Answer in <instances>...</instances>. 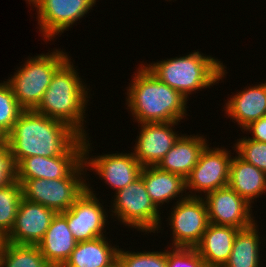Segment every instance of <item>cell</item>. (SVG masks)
<instances>
[{"instance_id":"cell-1","label":"cell","mask_w":266,"mask_h":267,"mask_svg":"<svg viewBox=\"0 0 266 267\" xmlns=\"http://www.w3.org/2000/svg\"><path fill=\"white\" fill-rule=\"evenodd\" d=\"M82 136L66 123L34 110H24L6 135L17 166L32 156L53 157L66 154Z\"/></svg>"},{"instance_id":"cell-2","label":"cell","mask_w":266,"mask_h":267,"mask_svg":"<svg viewBox=\"0 0 266 267\" xmlns=\"http://www.w3.org/2000/svg\"><path fill=\"white\" fill-rule=\"evenodd\" d=\"M136 67L126 87V109L133 122H181L187 117L188 100L177 90L161 82L144 64Z\"/></svg>"},{"instance_id":"cell-3","label":"cell","mask_w":266,"mask_h":267,"mask_svg":"<svg viewBox=\"0 0 266 267\" xmlns=\"http://www.w3.org/2000/svg\"><path fill=\"white\" fill-rule=\"evenodd\" d=\"M70 57L54 74L39 105V114L60 120L82 137L89 136L87 126L88 106L92 97L90 84L80 76L75 61ZM73 60V61H71ZM85 81V82H84ZM87 112V113H86Z\"/></svg>"},{"instance_id":"cell-4","label":"cell","mask_w":266,"mask_h":267,"mask_svg":"<svg viewBox=\"0 0 266 267\" xmlns=\"http://www.w3.org/2000/svg\"><path fill=\"white\" fill-rule=\"evenodd\" d=\"M185 56L146 62L144 65L163 83L177 90L188 101L193 94L227 79V66L213 55L193 50ZM191 95V96H190Z\"/></svg>"},{"instance_id":"cell-5","label":"cell","mask_w":266,"mask_h":267,"mask_svg":"<svg viewBox=\"0 0 266 267\" xmlns=\"http://www.w3.org/2000/svg\"><path fill=\"white\" fill-rule=\"evenodd\" d=\"M49 52L28 56L14 75L5 79L24 110H34L39 105L55 72L71 57L61 48Z\"/></svg>"},{"instance_id":"cell-6","label":"cell","mask_w":266,"mask_h":267,"mask_svg":"<svg viewBox=\"0 0 266 267\" xmlns=\"http://www.w3.org/2000/svg\"><path fill=\"white\" fill-rule=\"evenodd\" d=\"M111 198L108 203L110 204L108 207H110L111 221L112 219L113 222L117 220V225L121 223L123 227H128V230L130 228V230L144 233L141 235L149 236V233L150 235L154 233L155 236V233L160 232L162 234V230H164L162 221L166 217L162 214L164 210L160 211L153 203L141 177L118 190Z\"/></svg>"},{"instance_id":"cell-7","label":"cell","mask_w":266,"mask_h":267,"mask_svg":"<svg viewBox=\"0 0 266 267\" xmlns=\"http://www.w3.org/2000/svg\"><path fill=\"white\" fill-rule=\"evenodd\" d=\"M87 176L90 177L84 161H82L66 178L17 181L22 184L24 199L39 203L56 213H62L69 210L76 199L85 191Z\"/></svg>"},{"instance_id":"cell-8","label":"cell","mask_w":266,"mask_h":267,"mask_svg":"<svg viewBox=\"0 0 266 267\" xmlns=\"http://www.w3.org/2000/svg\"><path fill=\"white\" fill-rule=\"evenodd\" d=\"M97 0H32L28 4L31 8L36 9L37 27L41 34L42 40L51 43L57 37L73 25L77 26V21L88 15L94 6L97 7ZM34 6V7H33ZM60 35V36H59Z\"/></svg>"},{"instance_id":"cell-9","label":"cell","mask_w":266,"mask_h":267,"mask_svg":"<svg viewBox=\"0 0 266 267\" xmlns=\"http://www.w3.org/2000/svg\"><path fill=\"white\" fill-rule=\"evenodd\" d=\"M87 177V188L76 199L75 203L62 214L67 218L69 230L77 242L92 240L110 233V213L107 202L94 191ZM99 195V197H97ZM99 198V199H98ZM105 206H104V202ZM109 216V218H108ZM109 229V232L106 230Z\"/></svg>"},{"instance_id":"cell-10","label":"cell","mask_w":266,"mask_h":267,"mask_svg":"<svg viewBox=\"0 0 266 267\" xmlns=\"http://www.w3.org/2000/svg\"><path fill=\"white\" fill-rule=\"evenodd\" d=\"M91 136L84 137L83 161L86 171L93 172L116 193L140 177L142 166L132 152L116 151L93 155ZM91 153V154H90Z\"/></svg>"},{"instance_id":"cell-11","label":"cell","mask_w":266,"mask_h":267,"mask_svg":"<svg viewBox=\"0 0 266 267\" xmlns=\"http://www.w3.org/2000/svg\"><path fill=\"white\" fill-rule=\"evenodd\" d=\"M170 209L165 218L172 233L168 246L195 248L210 223L205 200L187 196L172 204Z\"/></svg>"},{"instance_id":"cell-12","label":"cell","mask_w":266,"mask_h":267,"mask_svg":"<svg viewBox=\"0 0 266 267\" xmlns=\"http://www.w3.org/2000/svg\"><path fill=\"white\" fill-rule=\"evenodd\" d=\"M211 144L204 148L199 161L185 179L186 192L190 197H204L229 184L230 162L235 153L224 145L212 147Z\"/></svg>"},{"instance_id":"cell-13","label":"cell","mask_w":266,"mask_h":267,"mask_svg":"<svg viewBox=\"0 0 266 267\" xmlns=\"http://www.w3.org/2000/svg\"><path fill=\"white\" fill-rule=\"evenodd\" d=\"M180 122L141 123L132 154L142 167L156 166L169 152L182 133L176 131Z\"/></svg>"},{"instance_id":"cell-14","label":"cell","mask_w":266,"mask_h":267,"mask_svg":"<svg viewBox=\"0 0 266 267\" xmlns=\"http://www.w3.org/2000/svg\"><path fill=\"white\" fill-rule=\"evenodd\" d=\"M203 199L206 202L210 223L245 229L257 221L256 216H253L254 206L228 185L207 193Z\"/></svg>"},{"instance_id":"cell-15","label":"cell","mask_w":266,"mask_h":267,"mask_svg":"<svg viewBox=\"0 0 266 267\" xmlns=\"http://www.w3.org/2000/svg\"><path fill=\"white\" fill-rule=\"evenodd\" d=\"M83 151L84 137L64 155L27 157L16 166V180L66 178L83 161Z\"/></svg>"},{"instance_id":"cell-16","label":"cell","mask_w":266,"mask_h":267,"mask_svg":"<svg viewBox=\"0 0 266 267\" xmlns=\"http://www.w3.org/2000/svg\"><path fill=\"white\" fill-rule=\"evenodd\" d=\"M55 214L50 208L22 198L13 227L4 240L14 244L38 245Z\"/></svg>"},{"instance_id":"cell-17","label":"cell","mask_w":266,"mask_h":267,"mask_svg":"<svg viewBox=\"0 0 266 267\" xmlns=\"http://www.w3.org/2000/svg\"><path fill=\"white\" fill-rule=\"evenodd\" d=\"M260 83L250 86L247 84L244 90H237L234 94L232 92V95L224 100V116L236 123L241 131L251 122L266 116V79L264 83L263 80Z\"/></svg>"},{"instance_id":"cell-18","label":"cell","mask_w":266,"mask_h":267,"mask_svg":"<svg viewBox=\"0 0 266 267\" xmlns=\"http://www.w3.org/2000/svg\"><path fill=\"white\" fill-rule=\"evenodd\" d=\"M209 141L203 134H182L169 152L156 165L159 169L186 179L199 161Z\"/></svg>"},{"instance_id":"cell-19","label":"cell","mask_w":266,"mask_h":267,"mask_svg":"<svg viewBox=\"0 0 266 267\" xmlns=\"http://www.w3.org/2000/svg\"><path fill=\"white\" fill-rule=\"evenodd\" d=\"M140 177L146 186L147 193L153 203L161 210L173 201L178 202L186 198V181L177 174L159 169L157 166H145ZM173 200V201H172Z\"/></svg>"},{"instance_id":"cell-20","label":"cell","mask_w":266,"mask_h":267,"mask_svg":"<svg viewBox=\"0 0 266 267\" xmlns=\"http://www.w3.org/2000/svg\"><path fill=\"white\" fill-rule=\"evenodd\" d=\"M76 244L77 241L69 230L67 218L62 213H56L38 246L52 267H62Z\"/></svg>"},{"instance_id":"cell-21","label":"cell","mask_w":266,"mask_h":267,"mask_svg":"<svg viewBox=\"0 0 266 267\" xmlns=\"http://www.w3.org/2000/svg\"><path fill=\"white\" fill-rule=\"evenodd\" d=\"M110 238L106 235L77 242L62 267H114L118 263V250L121 246L113 244Z\"/></svg>"},{"instance_id":"cell-22","label":"cell","mask_w":266,"mask_h":267,"mask_svg":"<svg viewBox=\"0 0 266 267\" xmlns=\"http://www.w3.org/2000/svg\"><path fill=\"white\" fill-rule=\"evenodd\" d=\"M240 229L209 223L195 249L205 265L223 267L231 255L233 242Z\"/></svg>"},{"instance_id":"cell-23","label":"cell","mask_w":266,"mask_h":267,"mask_svg":"<svg viewBox=\"0 0 266 267\" xmlns=\"http://www.w3.org/2000/svg\"><path fill=\"white\" fill-rule=\"evenodd\" d=\"M228 186L253 206L257 198L266 194V173L235 153L230 162Z\"/></svg>"},{"instance_id":"cell-24","label":"cell","mask_w":266,"mask_h":267,"mask_svg":"<svg viewBox=\"0 0 266 267\" xmlns=\"http://www.w3.org/2000/svg\"><path fill=\"white\" fill-rule=\"evenodd\" d=\"M259 224L256 221L248 228L240 229L234 239L231 255L223 267H261V246L266 236L260 235ZM263 237V238H262ZM262 244V245H261ZM263 267V266H262Z\"/></svg>"},{"instance_id":"cell-25","label":"cell","mask_w":266,"mask_h":267,"mask_svg":"<svg viewBox=\"0 0 266 267\" xmlns=\"http://www.w3.org/2000/svg\"><path fill=\"white\" fill-rule=\"evenodd\" d=\"M0 267H52L41 254L38 245L14 244L4 241L0 252Z\"/></svg>"},{"instance_id":"cell-26","label":"cell","mask_w":266,"mask_h":267,"mask_svg":"<svg viewBox=\"0 0 266 267\" xmlns=\"http://www.w3.org/2000/svg\"><path fill=\"white\" fill-rule=\"evenodd\" d=\"M22 198V184L17 180L0 188V233L4 237L13 227Z\"/></svg>"},{"instance_id":"cell-27","label":"cell","mask_w":266,"mask_h":267,"mask_svg":"<svg viewBox=\"0 0 266 267\" xmlns=\"http://www.w3.org/2000/svg\"><path fill=\"white\" fill-rule=\"evenodd\" d=\"M166 248V249H165ZM158 251H137L119 248L118 265L120 267H167V246Z\"/></svg>"},{"instance_id":"cell-28","label":"cell","mask_w":266,"mask_h":267,"mask_svg":"<svg viewBox=\"0 0 266 267\" xmlns=\"http://www.w3.org/2000/svg\"><path fill=\"white\" fill-rule=\"evenodd\" d=\"M24 109L16 100L7 81L0 82V130L7 135Z\"/></svg>"},{"instance_id":"cell-29","label":"cell","mask_w":266,"mask_h":267,"mask_svg":"<svg viewBox=\"0 0 266 267\" xmlns=\"http://www.w3.org/2000/svg\"><path fill=\"white\" fill-rule=\"evenodd\" d=\"M233 143V151L244 161L266 173V143L241 136Z\"/></svg>"},{"instance_id":"cell-30","label":"cell","mask_w":266,"mask_h":267,"mask_svg":"<svg viewBox=\"0 0 266 267\" xmlns=\"http://www.w3.org/2000/svg\"><path fill=\"white\" fill-rule=\"evenodd\" d=\"M204 261L193 247H170L167 243V267H202Z\"/></svg>"},{"instance_id":"cell-31","label":"cell","mask_w":266,"mask_h":267,"mask_svg":"<svg viewBox=\"0 0 266 267\" xmlns=\"http://www.w3.org/2000/svg\"><path fill=\"white\" fill-rule=\"evenodd\" d=\"M16 180V165L7 143L0 145V188Z\"/></svg>"},{"instance_id":"cell-32","label":"cell","mask_w":266,"mask_h":267,"mask_svg":"<svg viewBox=\"0 0 266 267\" xmlns=\"http://www.w3.org/2000/svg\"><path fill=\"white\" fill-rule=\"evenodd\" d=\"M241 132L247 134L249 139L266 143V116L251 122ZM251 135V136H249Z\"/></svg>"},{"instance_id":"cell-33","label":"cell","mask_w":266,"mask_h":267,"mask_svg":"<svg viewBox=\"0 0 266 267\" xmlns=\"http://www.w3.org/2000/svg\"><path fill=\"white\" fill-rule=\"evenodd\" d=\"M6 143V135L0 130V145Z\"/></svg>"},{"instance_id":"cell-34","label":"cell","mask_w":266,"mask_h":267,"mask_svg":"<svg viewBox=\"0 0 266 267\" xmlns=\"http://www.w3.org/2000/svg\"><path fill=\"white\" fill-rule=\"evenodd\" d=\"M4 241H5L4 236L0 233V252H1Z\"/></svg>"},{"instance_id":"cell-35","label":"cell","mask_w":266,"mask_h":267,"mask_svg":"<svg viewBox=\"0 0 266 267\" xmlns=\"http://www.w3.org/2000/svg\"><path fill=\"white\" fill-rule=\"evenodd\" d=\"M202 267H220V266H213V265H203Z\"/></svg>"},{"instance_id":"cell-36","label":"cell","mask_w":266,"mask_h":267,"mask_svg":"<svg viewBox=\"0 0 266 267\" xmlns=\"http://www.w3.org/2000/svg\"><path fill=\"white\" fill-rule=\"evenodd\" d=\"M27 4H29L32 0H25Z\"/></svg>"}]
</instances>
